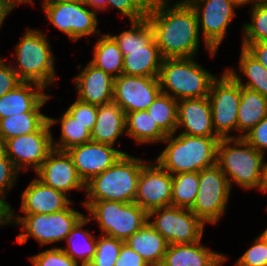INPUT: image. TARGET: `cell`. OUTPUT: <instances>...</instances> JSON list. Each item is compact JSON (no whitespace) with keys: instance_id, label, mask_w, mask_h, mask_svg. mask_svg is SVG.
Instances as JSON below:
<instances>
[{"instance_id":"cell-31","label":"cell","mask_w":267,"mask_h":266,"mask_svg":"<svg viewBox=\"0 0 267 266\" xmlns=\"http://www.w3.org/2000/svg\"><path fill=\"white\" fill-rule=\"evenodd\" d=\"M125 123L126 135L139 145L162 143L167 137L147 110L127 113Z\"/></svg>"},{"instance_id":"cell-54","label":"cell","mask_w":267,"mask_h":266,"mask_svg":"<svg viewBox=\"0 0 267 266\" xmlns=\"http://www.w3.org/2000/svg\"><path fill=\"white\" fill-rule=\"evenodd\" d=\"M5 155V141L0 138V158Z\"/></svg>"},{"instance_id":"cell-18","label":"cell","mask_w":267,"mask_h":266,"mask_svg":"<svg viewBox=\"0 0 267 266\" xmlns=\"http://www.w3.org/2000/svg\"><path fill=\"white\" fill-rule=\"evenodd\" d=\"M67 152L84 184L110 168L120 156L127 153L112 145L94 141L71 147Z\"/></svg>"},{"instance_id":"cell-57","label":"cell","mask_w":267,"mask_h":266,"mask_svg":"<svg viewBox=\"0 0 267 266\" xmlns=\"http://www.w3.org/2000/svg\"><path fill=\"white\" fill-rule=\"evenodd\" d=\"M257 3L266 4L267 5V0H257Z\"/></svg>"},{"instance_id":"cell-34","label":"cell","mask_w":267,"mask_h":266,"mask_svg":"<svg viewBox=\"0 0 267 266\" xmlns=\"http://www.w3.org/2000/svg\"><path fill=\"white\" fill-rule=\"evenodd\" d=\"M177 110L178 101L163 93H160L147 108L153 120L166 135L177 133Z\"/></svg>"},{"instance_id":"cell-17","label":"cell","mask_w":267,"mask_h":266,"mask_svg":"<svg viewBox=\"0 0 267 266\" xmlns=\"http://www.w3.org/2000/svg\"><path fill=\"white\" fill-rule=\"evenodd\" d=\"M148 162L140 173L135 201L145 211L170 206L172 194V174L164 170L156 161Z\"/></svg>"},{"instance_id":"cell-40","label":"cell","mask_w":267,"mask_h":266,"mask_svg":"<svg viewBox=\"0 0 267 266\" xmlns=\"http://www.w3.org/2000/svg\"><path fill=\"white\" fill-rule=\"evenodd\" d=\"M235 266H267V242L261 235L236 260Z\"/></svg>"},{"instance_id":"cell-55","label":"cell","mask_w":267,"mask_h":266,"mask_svg":"<svg viewBox=\"0 0 267 266\" xmlns=\"http://www.w3.org/2000/svg\"><path fill=\"white\" fill-rule=\"evenodd\" d=\"M236 1H237L238 3H240V4L242 5V7L245 6V4H249V2H250L251 4L257 2V0H236Z\"/></svg>"},{"instance_id":"cell-49","label":"cell","mask_w":267,"mask_h":266,"mask_svg":"<svg viewBox=\"0 0 267 266\" xmlns=\"http://www.w3.org/2000/svg\"><path fill=\"white\" fill-rule=\"evenodd\" d=\"M13 7L8 4L5 0H0V29L4 20L10 15L11 11H13Z\"/></svg>"},{"instance_id":"cell-46","label":"cell","mask_w":267,"mask_h":266,"mask_svg":"<svg viewBox=\"0 0 267 266\" xmlns=\"http://www.w3.org/2000/svg\"><path fill=\"white\" fill-rule=\"evenodd\" d=\"M258 62L267 69V42L241 44Z\"/></svg>"},{"instance_id":"cell-25","label":"cell","mask_w":267,"mask_h":266,"mask_svg":"<svg viewBox=\"0 0 267 266\" xmlns=\"http://www.w3.org/2000/svg\"><path fill=\"white\" fill-rule=\"evenodd\" d=\"M126 114L114 102L98 106L91 141L115 146L117 139L126 134Z\"/></svg>"},{"instance_id":"cell-52","label":"cell","mask_w":267,"mask_h":266,"mask_svg":"<svg viewBox=\"0 0 267 266\" xmlns=\"http://www.w3.org/2000/svg\"><path fill=\"white\" fill-rule=\"evenodd\" d=\"M198 0H178L175 3L173 2V5H185V6H192L195 2Z\"/></svg>"},{"instance_id":"cell-2","label":"cell","mask_w":267,"mask_h":266,"mask_svg":"<svg viewBox=\"0 0 267 266\" xmlns=\"http://www.w3.org/2000/svg\"><path fill=\"white\" fill-rule=\"evenodd\" d=\"M124 55L122 74L128 76L158 77L162 56L155 40V32L147 17L130 21L128 30L110 34Z\"/></svg>"},{"instance_id":"cell-35","label":"cell","mask_w":267,"mask_h":266,"mask_svg":"<svg viewBox=\"0 0 267 266\" xmlns=\"http://www.w3.org/2000/svg\"><path fill=\"white\" fill-rule=\"evenodd\" d=\"M199 188V172L177 173L172 175L171 205L190 209Z\"/></svg>"},{"instance_id":"cell-37","label":"cell","mask_w":267,"mask_h":266,"mask_svg":"<svg viewBox=\"0 0 267 266\" xmlns=\"http://www.w3.org/2000/svg\"><path fill=\"white\" fill-rule=\"evenodd\" d=\"M123 243L120 239L100 234L95 256L88 266H115Z\"/></svg>"},{"instance_id":"cell-8","label":"cell","mask_w":267,"mask_h":266,"mask_svg":"<svg viewBox=\"0 0 267 266\" xmlns=\"http://www.w3.org/2000/svg\"><path fill=\"white\" fill-rule=\"evenodd\" d=\"M91 221L96 220L100 234L126 241L148 222V212L136 202L83 201Z\"/></svg>"},{"instance_id":"cell-14","label":"cell","mask_w":267,"mask_h":266,"mask_svg":"<svg viewBox=\"0 0 267 266\" xmlns=\"http://www.w3.org/2000/svg\"><path fill=\"white\" fill-rule=\"evenodd\" d=\"M46 18L59 31L73 41L86 36L100 35L98 12L84 2H67L55 4L43 9Z\"/></svg>"},{"instance_id":"cell-56","label":"cell","mask_w":267,"mask_h":266,"mask_svg":"<svg viewBox=\"0 0 267 266\" xmlns=\"http://www.w3.org/2000/svg\"><path fill=\"white\" fill-rule=\"evenodd\" d=\"M260 235H261V236L265 239V241L267 242V228H266L264 231H262Z\"/></svg>"},{"instance_id":"cell-21","label":"cell","mask_w":267,"mask_h":266,"mask_svg":"<svg viewBox=\"0 0 267 266\" xmlns=\"http://www.w3.org/2000/svg\"><path fill=\"white\" fill-rule=\"evenodd\" d=\"M190 136L219 137L213 128L209 98H191L178 101L177 130Z\"/></svg>"},{"instance_id":"cell-6","label":"cell","mask_w":267,"mask_h":266,"mask_svg":"<svg viewBox=\"0 0 267 266\" xmlns=\"http://www.w3.org/2000/svg\"><path fill=\"white\" fill-rule=\"evenodd\" d=\"M216 78L194 57L164 58L158 76L161 93L177 101L207 97Z\"/></svg>"},{"instance_id":"cell-10","label":"cell","mask_w":267,"mask_h":266,"mask_svg":"<svg viewBox=\"0 0 267 266\" xmlns=\"http://www.w3.org/2000/svg\"><path fill=\"white\" fill-rule=\"evenodd\" d=\"M228 178L215 164L199 171V188L190 210L205 224H215L223 217L231 194Z\"/></svg>"},{"instance_id":"cell-26","label":"cell","mask_w":267,"mask_h":266,"mask_svg":"<svg viewBox=\"0 0 267 266\" xmlns=\"http://www.w3.org/2000/svg\"><path fill=\"white\" fill-rule=\"evenodd\" d=\"M124 243L137 252L149 266H161L169 245L166 239L149 222Z\"/></svg>"},{"instance_id":"cell-45","label":"cell","mask_w":267,"mask_h":266,"mask_svg":"<svg viewBox=\"0 0 267 266\" xmlns=\"http://www.w3.org/2000/svg\"><path fill=\"white\" fill-rule=\"evenodd\" d=\"M115 266H149L145 260L127 244L123 243Z\"/></svg>"},{"instance_id":"cell-16","label":"cell","mask_w":267,"mask_h":266,"mask_svg":"<svg viewBox=\"0 0 267 266\" xmlns=\"http://www.w3.org/2000/svg\"><path fill=\"white\" fill-rule=\"evenodd\" d=\"M161 93L158 77L128 76L114 78L113 102L125 114L147 110Z\"/></svg>"},{"instance_id":"cell-12","label":"cell","mask_w":267,"mask_h":266,"mask_svg":"<svg viewBox=\"0 0 267 266\" xmlns=\"http://www.w3.org/2000/svg\"><path fill=\"white\" fill-rule=\"evenodd\" d=\"M212 124L220 138H234L237 131V115L241 99L240 84L225 70L211 85L208 94Z\"/></svg>"},{"instance_id":"cell-36","label":"cell","mask_w":267,"mask_h":266,"mask_svg":"<svg viewBox=\"0 0 267 266\" xmlns=\"http://www.w3.org/2000/svg\"><path fill=\"white\" fill-rule=\"evenodd\" d=\"M249 11L252 22L243 24L242 44L267 42V5L255 2Z\"/></svg>"},{"instance_id":"cell-41","label":"cell","mask_w":267,"mask_h":266,"mask_svg":"<svg viewBox=\"0 0 267 266\" xmlns=\"http://www.w3.org/2000/svg\"><path fill=\"white\" fill-rule=\"evenodd\" d=\"M91 132L96 122L98 106L76 100L66 110Z\"/></svg>"},{"instance_id":"cell-33","label":"cell","mask_w":267,"mask_h":266,"mask_svg":"<svg viewBox=\"0 0 267 266\" xmlns=\"http://www.w3.org/2000/svg\"><path fill=\"white\" fill-rule=\"evenodd\" d=\"M48 116L42 112H24L0 119V138L7 139L27 135L37 131L46 121Z\"/></svg>"},{"instance_id":"cell-30","label":"cell","mask_w":267,"mask_h":266,"mask_svg":"<svg viewBox=\"0 0 267 266\" xmlns=\"http://www.w3.org/2000/svg\"><path fill=\"white\" fill-rule=\"evenodd\" d=\"M93 55V59L89 62L96 68L103 70L114 78L122 74L124 55L109 33L100 35L94 45Z\"/></svg>"},{"instance_id":"cell-43","label":"cell","mask_w":267,"mask_h":266,"mask_svg":"<svg viewBox=\"0 0 267 266\" xmlns=\"http://www.w3.org/2000/svg\"><path fill=\"white\" fill-rule=\"evenodd\" d=\"M257 151L264 154L267 150V116L243 137Z\"/></svg>"},{"instance_id":"cell-15","label":"cell","mask_w":267,"mask_h":266,"mask_svg":"<svg viewBox=\"0 0 267 266\" xmlns=\"http://www.w3.org/2000/svg\"><path fill=\"white\" fill-rule=\"evenodd\" d=\"M52 131L48 120L35 132L5 140V155L19 171L41 167L53 150Z\"/></svg>"},{"instance_id":"cell-3","label":"cell","mask_w":267,"mask_h":266,"mask_svg":"<svg viewBox=\"0 0 267 266\" xmlns=\"http://www.w3.org/2000/svg\"><path fill=\"white\" fill-rule=\"evenodd\" d=\"M167 135L162 141L166 147L155 161L172 175L199 172L212 167L217 161L220 137L190 136L186 134Z\"/></svg>"},{"instance_id":"cell-13","label":"cell","mask_w":267,"mask_h":266,"mask_svg":"<svg viewBox=\"0 0 267 266\" xmlns=\"http://www.w3.org/2000/svg\"><path fill=\"white\" fill-rule=\"evenodd\" d=\"M241 6L236 0H198L192 5L205 49L212 57H215L227 35L228 26L237 15L235 9Z\"/></svg>"},{"instance_id":"cell-42","label":"cell","mask_w":267,"mask_h":266,"mask_svg":"<svg viewBox=\"0 0 267 266\" xmlns=\"http://www.w3.org/2000/svg\"><path fill=\"white\" fill-rule=\"evenodd\" d=\"M20 171L15 167L9 157L4 155L0 158V193L7 196V193L16 185Z\"/></svg>"},{"instance_id":"cell-39","label":"cell","mask_w":267,"mask_h":266,"mask_svg":"<svg viewBox=\"0 0 267 266\" xmlns=\"http://www.w3.org/2000/svg\"><path fill=\"white\" fill-rule=\"evenodd\" d=\"M151 0H110L108 8L114 7L128 21H136L147 17Z\"/></svg>"},{"instance_id":"cell-9","label":"cell","mask_w":267,"mask_h":266,"mask_svg":"<svg viewBox=\"0 0 267 266\" xmlns=\"http://www.w3.org/2000/svg\"><path fill=\"white\" fill-rule=\"evenodd\" d=\"M68 206L66 209L51 214L17 215L14 210V224L20 226L22 233L17 235V242L25 244L33 237L41 246L65 240L77 222L84 216L78 210Z\"/></svg>"},{"instance_id":"cell-32","label":"cell","mask_w":267,"mask_h":266,"mask_svg":"<svg viewBox=\"0 0 267 266\" xmlns=\"http://www.w3.org/2000/svg\"><path fill=\"white\" fill-rule=\"evenodd\" d=\"M59 121L61 134L59 140H55L54 136H52L53 149L67 151L71 147L91 141V132L66 110L59 120L48 117L50 127H53Z\"/></svg>"},{"instance_id":"cell-22","label":"cell","mask_w":267,"mask_h":266,"mask_svg":"<svg viewBox=\"0 0 267 266\" xmlns=\"http://www.w3.org/2000/svg\"><path fill=\"white\" fill-rule=\"evenodd\" d=\"M21 213L51 214L66 209L72 203L68 195L55 190L37 177L34 178L21 194Z\"/></svg>"},{"instance_id":"cell-20","label":"cell","mask_w":267,"mask_h":266,"mask_svg":"<svg viewBox=\"0 0 267 266\" xmlns=\"http://www.w3.org/2000/svg\"><path fill=\"white\" fill-rule=\"evenodd\" d=\"M74 77L77 99L87 104L97 106L113 102L114 77L96 68L90 62Z\"/></svg>"},{"instance_id":"cell-23","label":"cell","mask_w":267,"mask_h":266,"mask_svg":"<svg viewBox=\"0 0 267 266\" xmlns=\"http://www.w3.org/2000/svg\"><path fill=\"white\" fill-rule=\"evenodd\" d=\"M46 89L34 82H21L0 97V119L24 112H41V108L52 97Z\"/></svg>"},{"instance_id":"cell-51","label":"cell","mask_w":267,"mask_h":266,"mask_svg":"<svg viewBox=\"0 0 267 266\" xmlns=\"http://www.w3.org/2000/svg\"><path fill=\"white\" fill-rule=\"evenodd\" d=\"M259 191L267 193V162L265 163L264 166L262 185Z\"/></svg>"},{"instance_id":"cell-48","label":"cell","mask_w":267,"mask_h":266,"mask_svg":"<svg viewBox=\"0 0 267 266\" xmlns=\"http://www.w3.org/2000/svg\"><path fill=\"white\" fill-rule=\"evenodd\" d=\"M110 0H84V2L95 11L106 10Z\"/></svg>"},{"instance_id":"cell-11","label":"cell","mask_w":267,"mask_h":266,"mask_svg":"<svg viewBox=\"0 0 267 266\" xmlns=\"http://www.w3.org/2000/svg\"><path fill=\"white\" fill-rule=\"evenodd\" d=\"M148 222L169 245L202 240L206 225L190 209L172 205L149 211Z\"/></svg>"},{"instance_id":"cell-5","label":"cell","mask_w":267,"mask_h":266,"mask_svg":"<svg viewBox=\"0 0 267 266\" xmlns=\"http://www.w3.org/2000/svg\"><path fill=\"white\" fill-rule=\"evenodd\" d=\"M265 155L244 138H221L217 148L216 164L228 178L231 189L235 183L244 190L259 191L266 163Z\"/></svg>"},{"instance_id":"cell-7","label":"cell","mask_w":267,"mask_h":266,"mask_svg":"<svg viewBox=\"0 0 267 266\" xmlns=\"http://www.w3.org/2000/svg\"><path fill=\"white\" fill-rule=\"evenodd\" d=\"M43 31L27 28L15 47L12 64L18 78L23 82H34L44 88L55 83L56 71L50 41ZM16 67V68H15Z\"/></svg>"},{"instance_id":"cell-27","label":"cell","mask_w":267,"mask_h":266,"mask_svg":"<svg viewBox=\"0 0 267 266\" xmlns=\"http://www.w3.org/2000/svg\"><path fill=\"white\" fill-rule=\"evenodd\" d=\"M267 116V97L241 87V99L237 115V132L234 138H243Z\"/></svg>"},{"instance_id":"cell-19","label":"cell","mask_w":267,"mask_h":266,"mask_svg":"<svg viewBox=\"0 0 267 266\" xmlns=\"http://www.w3.org/2000/svg\"><path fill=\"white\" fill-rule=\"evenodd\" d=\"M35 173L45 185L65 195L70 194L72 190L85 191V184L67 151L53 149Z\"/></svg>"},{"instance_id":"cell-44","label":"cell","mask_w":267,"mask_h":266,"mask_svg":"<svg viewBox=\"0 0 267 266\" xmlns=\"http://www.w3.org/2000/svg\"><path fill=\"white\" fill-rule=\"evenodd\" d=\"M21 82L11 62L6 64L0 57V97L10 92Z\"/></svg>"},{"instance_id":"cell-28","label":"cell","mask_w":267,"mask_h":266,"mask_svg":"<svg viewBox=\"0 0 267 266\" xmlns=\"http://www.w3.org/2000/svg\"><path fill=\"white\" fill-rule=\"evenodd\" d=\"M91 220L83 216L73 227L65 240L67 248L60 247L72 260L81 266H88L96 253L97 238L90 231L84 230V226Z\"/></svg>"},{"instance_id":"cell-29","label":"cell","mask_w":267,"mask_h":266,"mask_svg":"<svg viewBox=\"0 0 267 266\" xmlns=\"http://www.w3.org/2000/svg\"><path fill=\"white\" fill-rule=\"evenodd\" d=\"M238 68L247 78L244 83L237 71L226 68V71L240 84L241 87L256 91L267 97V69L258 62L245 48L241 47Z\"/></svg>"},{"instance_id":"cell-38","label":"cell","mask_w":267,"mask_h":266,"mask_svg":"<svg viewBox=\"0 0 267 266\" xmlns=\"http://www.w3.org/2000/svg\"><path fill=\"white\" fill-rule=\"evenodd\" d=\"M29 260L32 266H81L58 246L30 256Z\"/></svg>"},{"instance_id":"cell-4","label":"cell","mask_w":267,"mask_h":266,"mask_svg":"<svg viewBox=\"0 0 267 266\" xmlns=\"http://www.w3.org/2000/svg\"><path fill=\"white\" fill-rule=\"evenodd\" d=\"M148 162L151 161L123 154L110 168L85 184L84 201L134 202L140 173Z\"/></svg>"},{"instance_id":"cell-1","label":"cell","mask_w":267,"mask_h":266,"mask_svg":"<svg viewBox=\"0 0 267 266\" xmlns=\"http://www.w3.org/2000/svg\"><path fill=\"white\" fill-rule=\"evenodd\" d=\"M171 1L151 0L148 9L160 54L163 59L196 57L200 47L196 12L192 6L169 5Z\"/></svg>"},{"instance_id":"cell-50","label":"cell","mask_w":267,"mask_h":266,"mask_svg":"<svg viewBox=\"0 0 267 266\" xmlns=\"http://www.w3.org/2000/svg\"><path fill=\"white\" fill-rule=\"evenodd\" d=\"M81 1H84V0H43L42 2V8H46V7H49V6H52V5H55V4H60V3H67V2H81ZM33 4L35 3L34 0H27V4Z\"/></svg>"},{"instance_id":"cell-47","label":"cell","mask_w":267,"mask_h":266,"mask_svg":"<svg viewBox=\"0 0 267 266\" xmlns=\"http://www.w3.org/2000/svg\"><path fill=\"white\" fill-rule=\"evenodd\" d=\"M10 224L14 225V210L6 201V196L0 193V228Z\"/></svg>"},{"instance_id":"cell-24","label":"cell","mask_w":267,"mask_h":266,"mask_svg":"<svg viewBox=\"0 0 267 266\" xmlns=\"http://www.w3.org/2000/svg\"><path fill=\"white\" fill-rule=\"evenodd\" d=\"M226 260L225 254L207 248L200 240L168 245L161 266H222Z\"/></svg>"},{"instance_id":"cell-53","label":"cell","mask_w":267,"mask_h":266,"mask_svg":"<svg viewBox=\"0 0 267 266\" xmlns=\"http://www.w3.org/2000/svg\"><path fill=\"white\" fill-rule=\"evenodd\" d=\"M8 4H10L13 8L17 7L20 4L27 3V0H5Z\"/></svg>"}]
</instances>
